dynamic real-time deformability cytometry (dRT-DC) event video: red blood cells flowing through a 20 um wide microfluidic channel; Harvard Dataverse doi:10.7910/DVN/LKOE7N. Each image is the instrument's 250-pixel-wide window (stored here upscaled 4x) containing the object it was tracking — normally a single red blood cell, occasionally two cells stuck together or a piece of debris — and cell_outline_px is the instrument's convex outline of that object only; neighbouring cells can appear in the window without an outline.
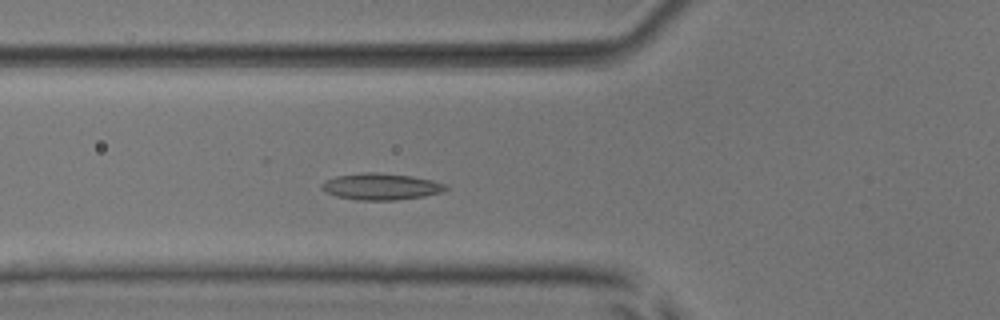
{"species": "common noctule bat (a hibernating species)", "species_latin": "Nyctalus noctula", "temperature_condition": "room temperature", "stored_images_in_passage": 5, "camera_frame_rate_fps": 3000, "um_per_image_px": 0.085, "animal": {"sex": "male", "body_mass_g": 17.9, "forearm_length_mm": 54.2}, "frame": {"image": 1, "passage_image": 5, "time_ms": 4.667, "image_size_px": [1000, 320], "cell_outline_px": [[448, 188], [444, 192], [424, 196], [396, 200], [356, 200], [336, 196], [324, 192], [320, 188], [320, 184], [324, 180], [336, 176], [360, 172], [376, 172], [412, 176], [432, 180], [448, 184]], "centroid_in_image_um": [32.36, 15.85], "position_along_channel_um": 93.4, "area_um2": 19.54}}